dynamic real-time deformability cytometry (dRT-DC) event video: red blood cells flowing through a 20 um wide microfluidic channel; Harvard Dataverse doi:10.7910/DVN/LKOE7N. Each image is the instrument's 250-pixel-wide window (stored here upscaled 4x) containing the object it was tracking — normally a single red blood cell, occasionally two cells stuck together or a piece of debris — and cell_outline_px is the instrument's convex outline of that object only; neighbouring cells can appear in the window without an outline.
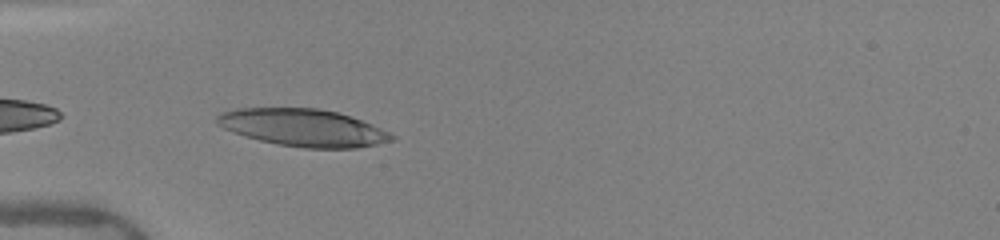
{"species": "human", "species_latin": "Homo sapiens", "temperature_condition": "warm", "stored_images_in_passage": 24, "camera_frame_rate_fps": 3000, "um_per_image_px": 0.085, "donor": {"sex": "female"}, "frame": {"image": 1, "passage_image": 2, "time_ms": 0.333, "image_size_px": [1000, 240], "cell_outline_px": [[396, 140], [356, 148], [304, 148], [276, 144], [244, 136], [232, 132], [216, 124], [216, 116], [224, 112], [236, 108], [316, 108], [336, 112], [372, 124], [396, 136]], "centroid_in_image_um": [25.75, 10.86], "position_along_channel_um": 59.2, "area_um2": 37.86}}
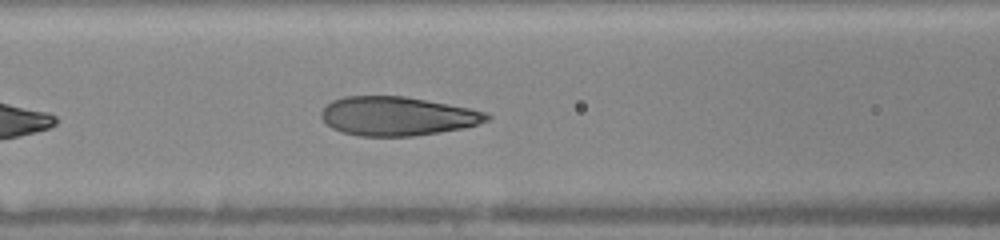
{"frame": {"image": 2, "passage_image": 8, "time_ms": 2.333, "image_size_px": [1000, 240], "cell_outline_px": [[492, 116], [488, 120], [464, 128], [440, 132], [412, 136], [360, 136], [340, 132], [332, 128], [320, 116], [320, 112], [332, 100], [344, 96], [404, 96], [448, 104], [488, 112]], "centroid_in_image_um": [33.76, 9.87], "position_along_channel_um": 132.8, "area_um2": 37.51}}
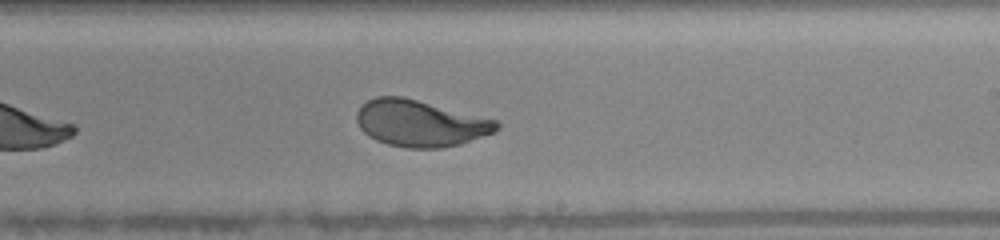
{"frame": {"image": 3, "passage_image": 17, "time_ms": 5.333, "image_size_px": [1000, 240], "cell_outline_px": [[500, 128], [496, 132], [460, 144], [440, 148], [404, 148], [388, 144], [376, 140], [368, 136], [360, 128], [356, 120], [356, 112], [360, 104], [376, 96], [404, 96], [500, 120]], "centroid_in_image_um": [35.74, 10.46], "position_along_channel_um": 253.3, "area_um2": 38.61}}